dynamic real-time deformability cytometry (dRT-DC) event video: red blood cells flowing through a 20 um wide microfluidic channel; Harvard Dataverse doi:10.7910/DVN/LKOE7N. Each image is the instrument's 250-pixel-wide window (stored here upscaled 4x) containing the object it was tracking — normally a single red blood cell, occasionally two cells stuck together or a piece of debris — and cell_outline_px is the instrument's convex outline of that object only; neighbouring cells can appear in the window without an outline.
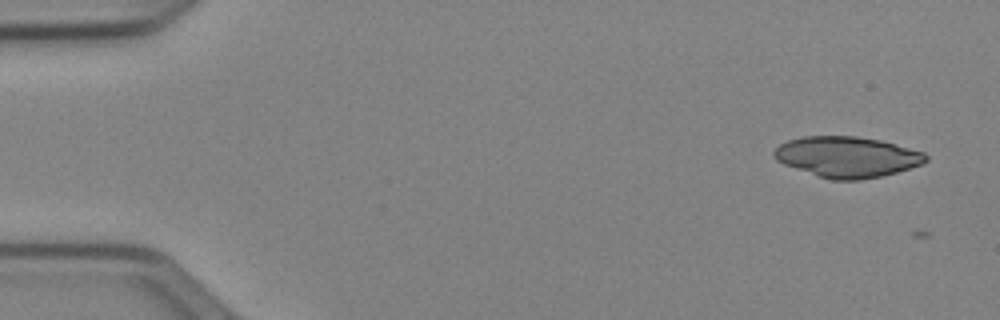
{"species": "Egyptian fruit bat (a non-hibernating species)", "species_latin": "Rousettus aegyptiacus", "temperature_condition": "cold", "stored_images_in_passage": 3, "camera_frame_rate_fps": 3000, "um_per_image_px": 0.085, "animal": {"sex": "female"}, "frame": {"image": 1, "passage_image": 1, "time_ms": 0.0, "image_size_px": [1000, 320], "cell_outline_px": [[928, 160], [920, 164], [896, 172], [880, 176], [860, 180], [832, 180], [784, 164], [776, 160], [772, 156], [772, 152], [780, 144], [788, 140], [804, 136], [856, 136], [880, 140], [924, 152], [928, 156]], "centroid_in_image_um": [71.98, 13.33], "position_along_channel_um": 13.0, "area_um2": 35.72}}